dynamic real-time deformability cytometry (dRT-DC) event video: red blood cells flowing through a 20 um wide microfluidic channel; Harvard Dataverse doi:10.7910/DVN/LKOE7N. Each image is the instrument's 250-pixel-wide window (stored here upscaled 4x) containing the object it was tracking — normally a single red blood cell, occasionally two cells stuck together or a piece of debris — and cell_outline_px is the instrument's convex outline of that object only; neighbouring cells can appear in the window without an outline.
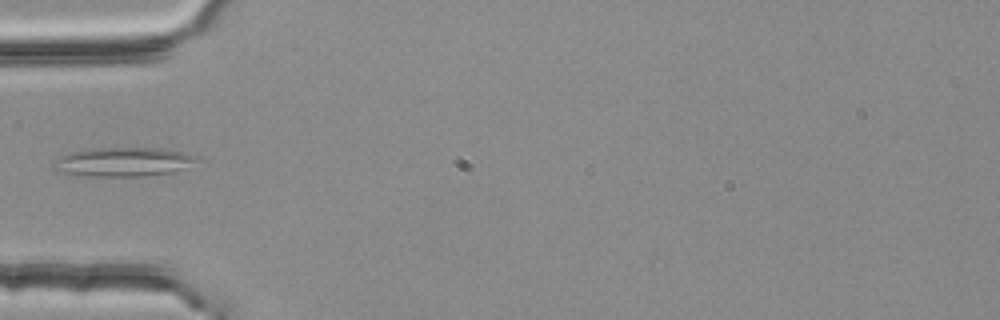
{"species": "common noctule bat (a hibernating species)", "species_latin": "Nyctalus noctula", "temperature_condition": "room temperature", "stored_images_in_passage": 4, "camera_frame_rate_fps": 3000, "um_per_image_px": 0.085, "animal": {"sex": "female", "body_mass_g": 25.1}, "frame": {"image": 1, "passage_image": 4, "time_ms": 1.0, "image_size_px": [1000, 320], "cell_outline_px": [[200, 156], [196, 160], [184, 168], [172, 172], [144, 176], [88, 176], [64, 172], [52, 168], [52, 164], [60, 156], [68, 152], [96, 148], [160, 148], [184, 152]], "centroid_in_image_um": [10.48, 13.75], "position_along_channel_um": 74.5, "area_um2": 24.1}}